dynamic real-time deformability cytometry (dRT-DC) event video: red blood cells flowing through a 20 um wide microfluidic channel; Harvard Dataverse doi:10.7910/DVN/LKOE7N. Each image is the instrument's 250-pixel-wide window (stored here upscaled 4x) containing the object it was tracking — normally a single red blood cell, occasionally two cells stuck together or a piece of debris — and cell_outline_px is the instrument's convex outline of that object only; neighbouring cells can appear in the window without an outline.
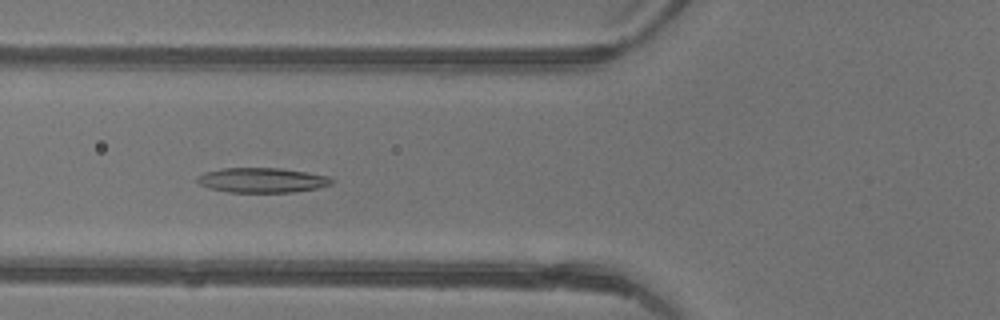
{"species": "common noctule bat (a hibernating species)", "species_latin": "Nyctalus noctula", "temperature_condition": "warm", "stored_images_in_passage": 46, "camera_frame_rate_fps": 3000, "um_per_image_px": 0.085, "animal": {"sex": "female"}, "frame": {"image": 1, "passage_image": 18, "time_ms": 5.667, "image_size_px": [1000, 320], "cell_outline_px": [[336, 180], [332, 184], [316, 188], [292, 192], [228, 192], [208, 188], [200, 184], [196, 180], [196, 176], [204, 172], [224, 168], [280, 168], [328, 176]], "centroid_in_image_um": [22.25, 15.31], "position_along_channel_um": 103.5, "area_um2": 19.42}}
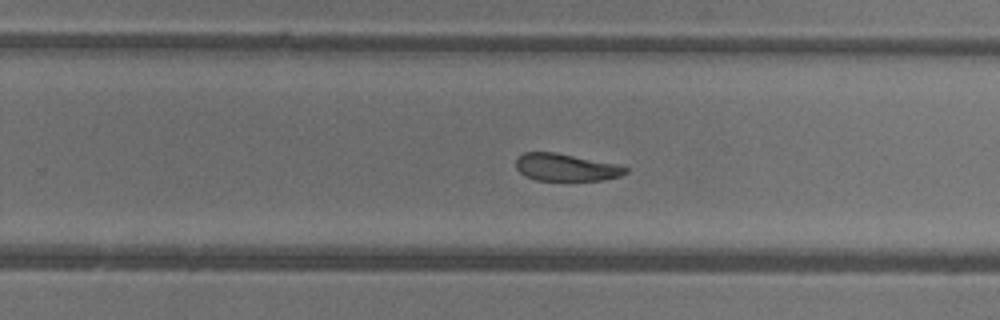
{"frame": {"image": 2, "passage_image": 30, "time_ms": 9.667, "image_size_px": [1000, 320], "cell_outline_px": [[628, 172], [620, 176], [604, 180], [536, 180], [524, 176], [516, 168], [516, 160], [524, 152], [556, 152], [616, 164], [628, 168]], "centroid_in_image_um": [48.1, 14.23], "position_along_channel_um": 281.7, "area_um2": 17.4}}
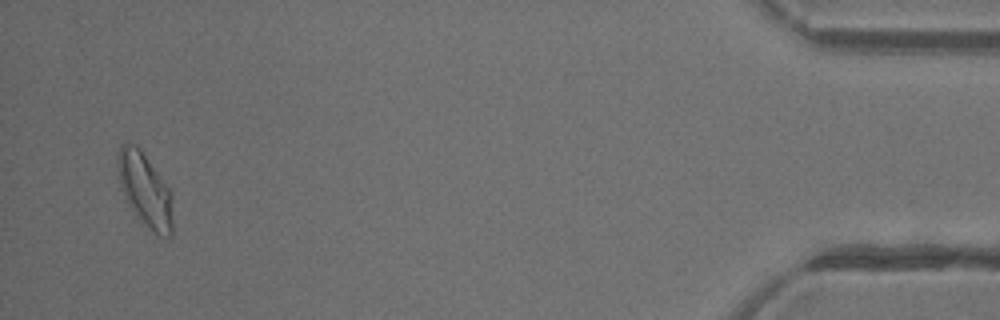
{"frame": {"image": 3, "passage_image": 45, "time_ms": 14.667, "image_size_px": [1000, 320], "cell_outline_px": [[172, 236], [156, 236], [136, 216], [128, 204], [120, 188], [116, 164], [116, 156], [120, 144], [124, 140], [136, 144], [140, 148], [172, 192]], "centroid_in_image_um": [12.29, 16.1], "position_along_channel_um": 422.9, "area_um2": 24.22}, "authors_computed_cell_mechanics": {"area_um2": 20.0277, "velocity_mm_per_s": 4.4566, "shape_relaxation_time_tau1_ms": 3.7122, "shape_relaxation_time_tau2_ms": 4.1426, "deformation_change_tau1": 0.1378, "deformation_change_tau2": 0.0988}}